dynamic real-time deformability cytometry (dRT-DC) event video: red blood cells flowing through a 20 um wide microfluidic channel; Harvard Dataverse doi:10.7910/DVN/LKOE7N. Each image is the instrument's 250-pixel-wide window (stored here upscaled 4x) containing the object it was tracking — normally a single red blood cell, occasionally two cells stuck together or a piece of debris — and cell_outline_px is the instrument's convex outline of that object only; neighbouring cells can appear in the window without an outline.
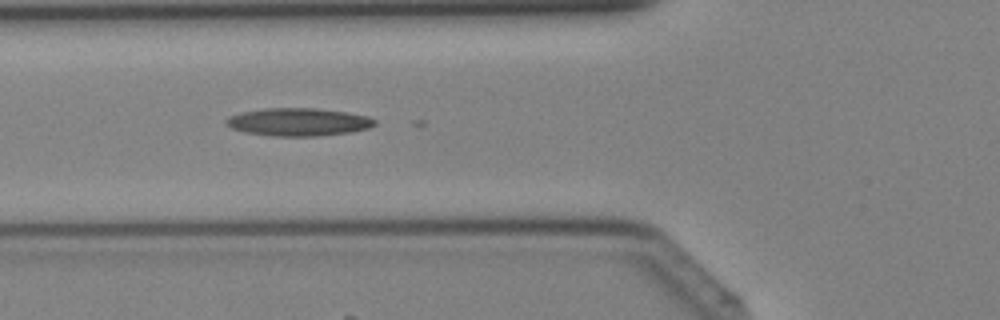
{"species": "Egyptian fruit bat (a non-hibernating species)", "species_latin": "Rousettus aegyptiacus", "temperature_condition": "cold", "stored_images_in_passage": 20, "camera_frame_rate_fps": 3000, "um_per_image_px": 0.085, "animal": {"sex": "female"}, "frame": {"image": 1, "passage_image": 15, "time_ms": 4.667, "image_size_px": [1000, 320], "cell_outline_px": [[376, 124], [368, 128], [348, 132], [320, 136], [272, 136], [244, 132], [232, 128], [224, 124], [224, 120], [228, 116], [240, 112], [264, 108], [316, 108], [348, 112], [368, 116], [376, 120]], "centroid_in_image_um": [25.32, 10.36], "position_along_channel_um": 100.5, "area_um2": 24.33}}
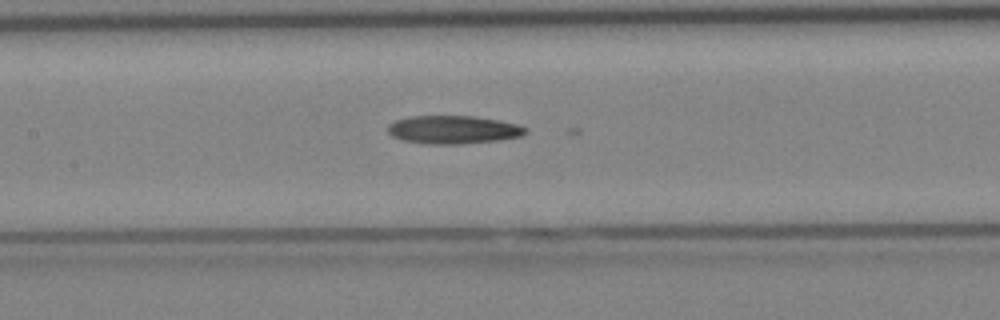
{"frame": {"image": 2, "passage_image": 19, "time_ms": 6.0, "image_size_px": [1000, 320], "cell_outline_px": [[528, 132], [520, 136], [500, 140], [460, 144], [428, 144], [404, 140], [392, 136], [388, 132], [388, 124], [396, 120], [412, 116], [476, 116], [520, 124], [528, 128]], "centroid_in_image_um": [38.57, 11.02], "position_along_channel_um": 168.8, "area_um2": 22.72}}